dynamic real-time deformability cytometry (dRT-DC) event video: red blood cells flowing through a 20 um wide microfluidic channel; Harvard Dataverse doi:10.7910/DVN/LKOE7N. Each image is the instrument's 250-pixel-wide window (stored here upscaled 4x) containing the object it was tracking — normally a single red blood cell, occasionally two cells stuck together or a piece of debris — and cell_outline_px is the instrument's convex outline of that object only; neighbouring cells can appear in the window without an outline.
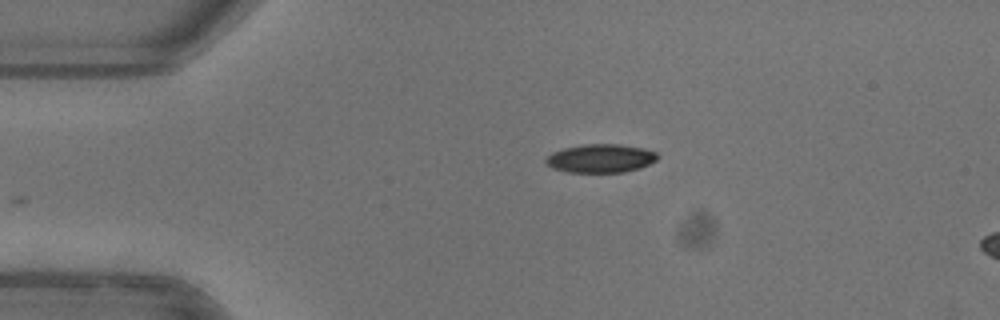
{"species": "common noctule bat (a hibernating species)", "species_latin": "Nyctalus noctula", "temperature_condition": "warm", "stored_images_in_passage": 6, "camera_frame_rate_fps": 3000, "um_per_image_px": 0.085, "animal": {"sex": "female"}, "frame": {"image": 1, "passage_image": 1, "time_ms": 0.0, "image_size_px": [1000, 320], "cell_outline_px": [[656, 160], [640, 168], [624, 172], [568, 172], [552, 168], [544, 160], [552, 152], [564, 148], [584, 144], [620, 144], [644, 148], [656, 152]], "centroid_in_image_um": [51.04, 13.46], "position_along_channel_um": 34.0, "area_um2": 18.44}}